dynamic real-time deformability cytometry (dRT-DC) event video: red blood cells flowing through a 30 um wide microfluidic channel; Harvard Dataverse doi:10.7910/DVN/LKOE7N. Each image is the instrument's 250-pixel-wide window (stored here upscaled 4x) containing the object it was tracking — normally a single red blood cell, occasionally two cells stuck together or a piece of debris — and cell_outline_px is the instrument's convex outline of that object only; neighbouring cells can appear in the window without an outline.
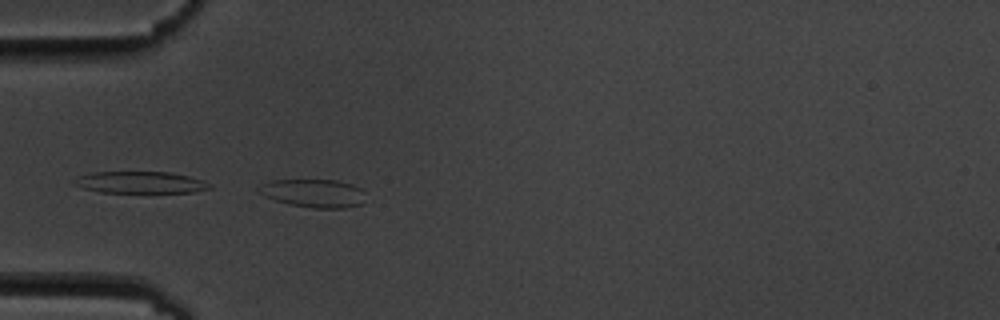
{"species": "common noctule bat (a hibernating species)", "species_latin": "Nyctalus noctula", "temperature_condition": "cold", "stored_images_in_passage": 6, "camera_frame_rate_fps": 3000, "um_per_image_px": 0.085, "animal": {"sex": "male", "body_mass_g": 19.5, "forearm_length_mm": 54.6}, "frame": {"image": 1, "passage_image": 6, "time_ms": 5.667, "image_size_px": [1000, 320], "cell_outline_px": [[364, 204], [344, 208], [312, 208], [288, 204], [264, 196], [256, 192], [260, 184], [272, 180], [336, 180], [352, 184], [360, 188], [364, 192]], "centroid_in_image_um": [26.65, 16.43], "position_along_channel_um": 58.4, "area_um2": 17.74}}